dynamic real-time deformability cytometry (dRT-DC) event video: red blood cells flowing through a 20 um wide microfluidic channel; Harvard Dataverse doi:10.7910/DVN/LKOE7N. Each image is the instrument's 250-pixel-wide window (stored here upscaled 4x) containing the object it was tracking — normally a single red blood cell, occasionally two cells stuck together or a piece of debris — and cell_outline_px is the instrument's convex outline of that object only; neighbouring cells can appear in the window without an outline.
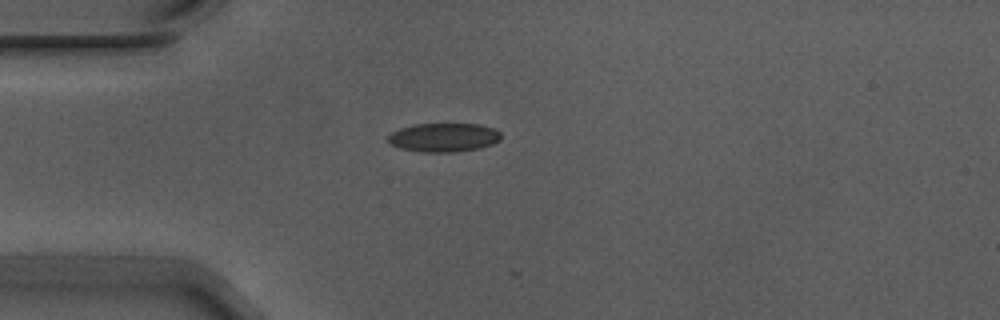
{"species": "Egyptian fruit bat (a non-hibernating species)", "species_latin": "Rousettus aegyptiacus", "temperature_condition": "warm", "stored_images_in_passage": 4, "camera_frame_rate_fps": 3000, "um_per_image_px": 0.085, "animal": {"sex": "male"}, "frame": {"image": 1, "passage_image": 1, "time_ms": 0.0, "image_size_px": [1000, 320], "cell_outline_px": [[500, 140], [492, 144], [480, 148], [456, 152], [420, 152], [400, 148], [392, 144], [388, 140], [388, 136], [392, 132], [400, 128], [416, 124], [480, 124], [492, 128], [500, 132]], "centroid_in_image_um": [37.73, 11.69], "position_along_channel_um": 47.3, "area_um2": 18.9}}